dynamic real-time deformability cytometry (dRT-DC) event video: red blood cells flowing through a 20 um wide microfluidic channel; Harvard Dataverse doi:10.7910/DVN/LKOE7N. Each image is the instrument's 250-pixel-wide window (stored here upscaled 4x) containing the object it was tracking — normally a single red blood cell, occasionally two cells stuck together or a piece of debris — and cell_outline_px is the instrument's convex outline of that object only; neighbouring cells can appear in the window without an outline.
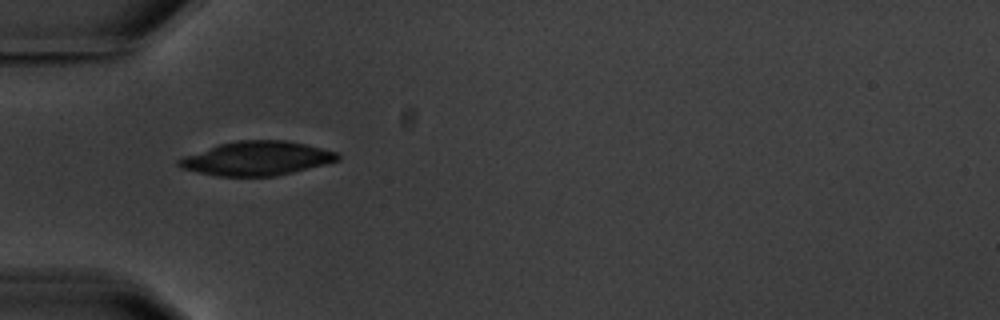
{"species": "common noctule bat (a hibernating species)", "species_latin": "Nyctalus noctula", "temperature_condition": "warm", "stored_images_in_passage": 2, "camera_frame_rate_fps": 3000, "um_per_image_px": 0.085, "animal": {"sex": "male", "body_mass_g": 20.1, "forearm_length_mm": 53.5}, "frame": {"image": 1, "passage_image": 1, "time_ms": 0.0, "image_size_px": [1000, 320], "cell_outline_px": [[340, 160], [276, 176], [216, 176], [180, 168], [176, 164], [176, 160], [184, 156], [220, 144], [236, 140], [284, 140], [304, 144], [340, 152]], "centroid_in_image_um": [21.82, 13.46], "position_along_channel_um": 63.2, "area_um2": 31.39}}